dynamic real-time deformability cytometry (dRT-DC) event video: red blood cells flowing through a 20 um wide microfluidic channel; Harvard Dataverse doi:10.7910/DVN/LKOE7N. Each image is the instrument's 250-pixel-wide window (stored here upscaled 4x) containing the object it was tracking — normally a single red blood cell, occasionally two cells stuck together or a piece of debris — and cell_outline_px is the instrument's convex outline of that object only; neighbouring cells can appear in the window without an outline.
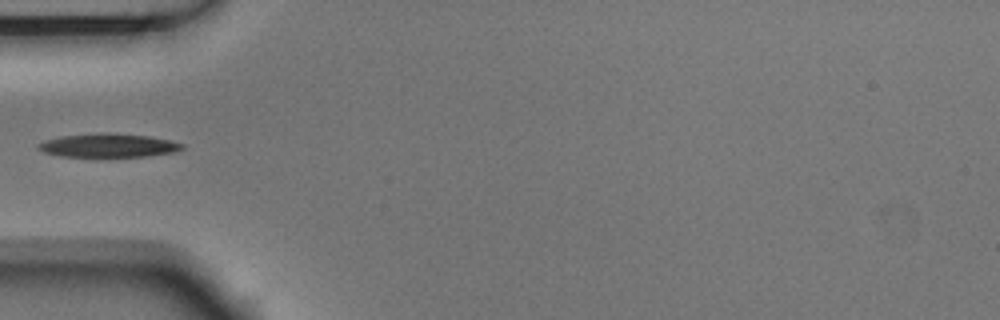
{"species": "Egyptian fruit bat (a non-hibernating species)", "species_latin": "Rousettus aegyptiacus", "temperature_condition": "room temperature", "stored_images_in_passage": 5, "segment_of_instrument_passage": [2, 2], "camera_frame_rate_fps": 3000, "um_per_image_px": 0.085, "animal": {"sex": "male"}, "frame": {"image": 1, "passage_image": 5, "time_ms": 1.333, "image_size_px": [1000, 320], "cell_outline_px": [[184, 148], [172, 152], [144, 156], [60, 156], [44, 152], [36, 148], [36, 144], [48, 140], [64, 136], [148, 136], [168, 140], [184, 144]], "centroid_in_image_um": [9.2, 12.42], "position_along_channel_um": 75.8, "area_um2": 18.15}}